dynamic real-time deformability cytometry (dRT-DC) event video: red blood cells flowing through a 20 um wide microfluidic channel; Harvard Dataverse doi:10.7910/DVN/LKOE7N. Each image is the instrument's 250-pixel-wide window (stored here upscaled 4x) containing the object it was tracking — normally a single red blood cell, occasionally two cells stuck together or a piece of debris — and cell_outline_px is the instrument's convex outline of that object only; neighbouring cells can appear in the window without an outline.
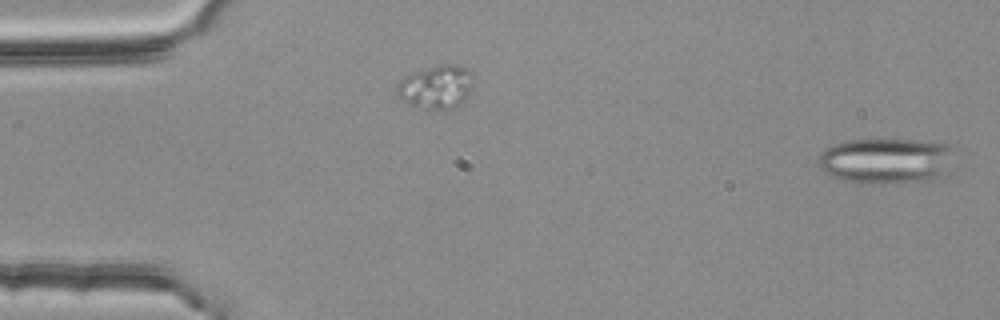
{"species": "common noctule bat (a hibernating species)", "species_latin": "Nyctalus noctula", "temperature_condition": "room temperature", "stored_images_in_passage": 53, "segment_of_instrument_passage": [1, 2], "camera_frame_rate_fps": 3000, "um_per_image_px": 0.085, "animal": {"sex": "female", "body_mass_g": 25.1}, "frame": {"image": 1, "passage_image": 1, "time_ms": 0.0, "image_size_px": [1000, 320], "cell_outline_px": [[952, 148], [940, 176], [936, 180], [884, 184], [880, 184], [840, 180], [824, 176], [816, 164], [820, 152], [824, 148], [832, 144], [848, 140], [916, 140], [948, 144]], "centroid_in_image_um": [75.13, 13.68], "position_along_channel_um": 9.9, "area_um2": 36.3}}